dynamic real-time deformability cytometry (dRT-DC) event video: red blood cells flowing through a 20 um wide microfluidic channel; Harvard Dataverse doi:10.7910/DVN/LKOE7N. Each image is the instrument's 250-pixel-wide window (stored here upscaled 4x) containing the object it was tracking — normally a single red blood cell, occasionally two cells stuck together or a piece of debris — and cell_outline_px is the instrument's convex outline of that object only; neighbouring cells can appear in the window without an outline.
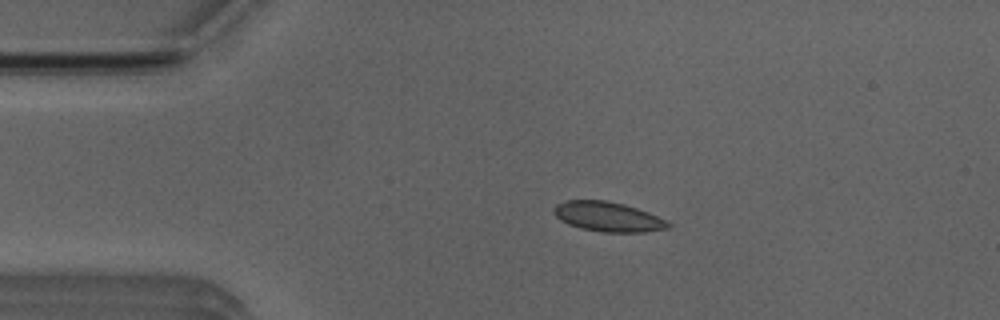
{"species": "Egyptian fruit bat (a non-hibernating species)", "species_latin": "Rousettus aegyptiacus", "temperature_condition": "room temperature", "stored_images_in_passage": 42, "camera_frame_rate_fps": 3000, "um_per_image_px": 0.085, "animal": {"sex": "male"}, "frame": {"image": 1, "passage_image": 1, "time_ms": 0.0, "image_size_px": [1000, 320], "cell_outline_px": [[672, 224], [668, 228], [644, 232], [604, 232], [580, 228], [568, 224], [560, 220], [552, 212], [552, 208], [556, 204], [568, 200], [608, 200], [624, 204], [648, 212], [668, 220]], "centroid_in_image_um": [51.67, 18.42], "position_along_channel_um": 33.3, "area_um2": 19.94}}
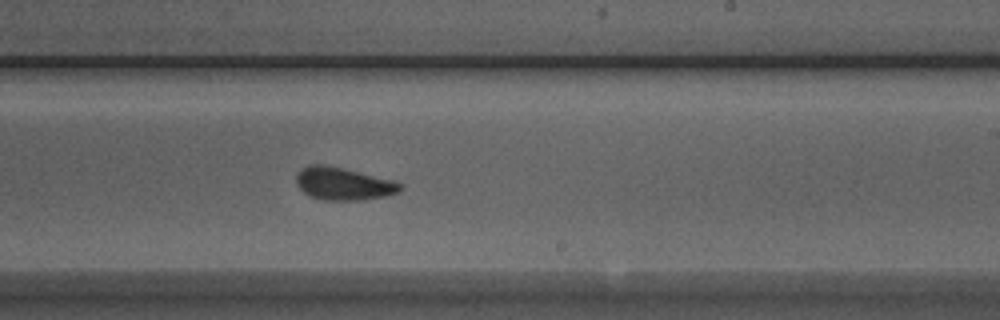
{"frame": {"image": 2, "passage_image": 21, "time_ms": 6.667, "image_size_px": [1000, 320], "cell_outline_px": [[404, 188], [400, 192], [388, 196], [360, 200], [324, 200], [308, 196], [296, 184], [296, 172], [308, 164], [324, 164], [344, 168], [396, 180], [404, 184]], "centroid_in_image_um": [29.23, 15.61], "position_along_channel_um": 259.8, "area_um2": 20.35}}
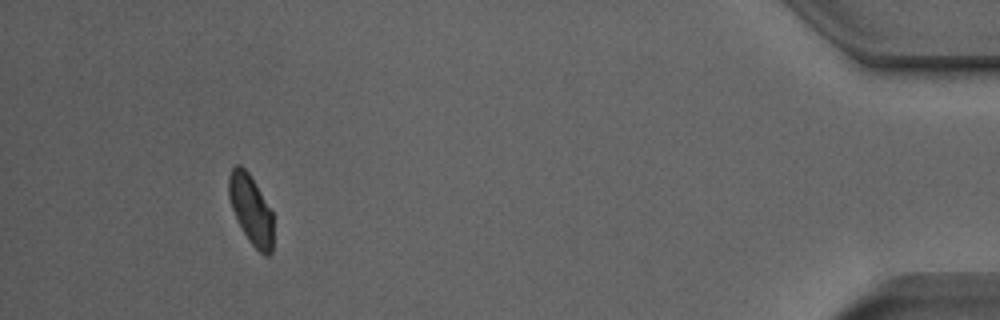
{"frame": {"image": 3, "passage_image": 38, "time_ms": 12.333, "image_size_px": [1000, 320], "cell_outline_px": [[272, 252], [268, 256], [264, 256], [248, 240], [236, 220], [228, 196], [228, 176], [232, 168], [236, 164], [240, 164], [248, 172], [272, 212]], "centroid_in_image_um": [21.3, 17.82], "position_along_channel_um": 413.9, "area_um2": 17.86}, "authors_computed_cell_mechanics": {"area_um2": 19.5075, "velocity_mm_per_s": 3.9881, "shape_relaxation_time_tau1_ms": 2.8972, "shape_relaxation_time_tau2_ms": 0.9508, "deformation_change_tau1": 0.0871, "deformation_change_tau2": 0.0439}}